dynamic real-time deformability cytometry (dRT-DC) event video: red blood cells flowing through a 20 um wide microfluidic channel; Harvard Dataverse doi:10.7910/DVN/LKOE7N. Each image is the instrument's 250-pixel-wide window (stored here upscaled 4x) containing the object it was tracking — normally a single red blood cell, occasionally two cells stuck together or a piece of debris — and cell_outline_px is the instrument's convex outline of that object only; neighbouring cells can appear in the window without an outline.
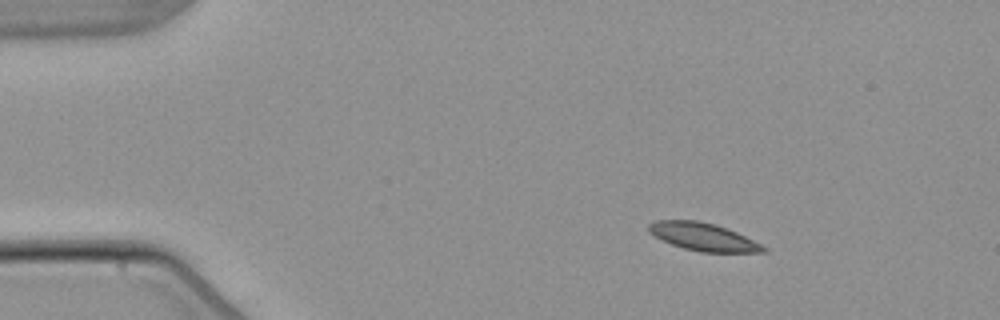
{"species": "common noctule bat (a hibernating species)", "species_latin": "Nyctalus noctula", "temperature_condition": "warm", "stored_images_in_passage": 4, "segment_of_instrument_passage": [1, 2], "camera_frame_rate_fps": 3000, "um_per_image_px": 0.085, "animal": {"sex": "male", "body_mass_g": 21.5, "forearm_length_mm": 52.0}, "frame": {"image": 1, "passage_image": 1, "time_ms": 0.0, "image_size_px": [1000, 320], "cell_outline_px": [[768, 252], [700, 252], [684, 248], [672, 244], [648, 232], [648, 224], [656, 220], [696, 220], [716, 224], [728, 228], [768, 248]], "centroid_in_image_um": [59.78, 20.12], "position_along_channel_um": 25.2, "area_um2": 18.44}}